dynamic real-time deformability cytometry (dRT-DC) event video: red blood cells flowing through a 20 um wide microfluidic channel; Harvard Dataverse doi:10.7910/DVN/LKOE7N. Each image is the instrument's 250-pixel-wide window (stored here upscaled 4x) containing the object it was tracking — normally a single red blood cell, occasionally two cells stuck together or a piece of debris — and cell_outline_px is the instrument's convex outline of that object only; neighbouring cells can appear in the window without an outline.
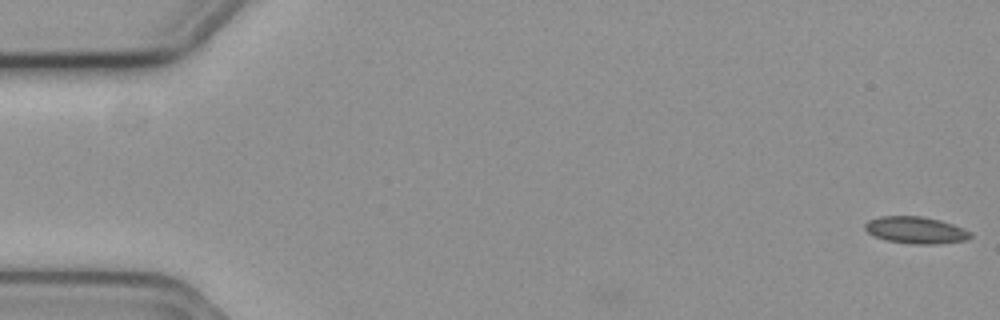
{"species": "common noctule bat (a hibernating species)", "species_latin": "Nyctalus noctula", "temperature_condition": "cold", "stored_images_in_passage": 4, "camera_frame_rate_fps": 3000, "um_per_image_px": 0.085, "animal": {"sex": "female", "body_mass_g": 19.3, "forearm_length_mm": 54.1}, "frame": {"image": 1, "passage_image": 1, "time_ms": 0.0, "image_size_px": [1000, 320], "cell_outline_px": [[972, 236], [968, 240], [936, 244], [912, 244], [888, 240], [876, 236], [868, 232], [864, 228], [864, 224], [868, 220], [880, 216], [924, 216], [940, 220], [964, 228], [972, 232]], "centroid_in_image_um": [77.88, 19.55], "position_along_channel_um": 7.1, "area_um2": 16.59}}